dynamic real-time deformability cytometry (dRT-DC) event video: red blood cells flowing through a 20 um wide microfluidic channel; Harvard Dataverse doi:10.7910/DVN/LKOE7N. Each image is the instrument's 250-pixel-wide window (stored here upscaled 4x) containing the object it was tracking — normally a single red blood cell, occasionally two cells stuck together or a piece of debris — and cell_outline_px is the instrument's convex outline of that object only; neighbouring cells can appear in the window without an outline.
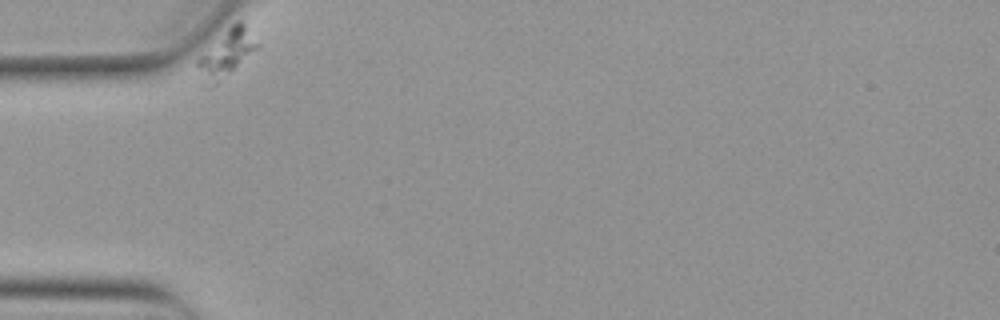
{"species": "Egyptian fruit bat (a non-hibernating species)", "species_latin": "Rousettus aegyptiacus", "temperature_condition": "warm", "stored_images_in_passage": 2, "camera_frame_rate_fps": 3000, "um_per_image_px": 0.085, "animal": {"sex": "female"}, "frame": {"image": 1, "passage_image": 1, "time_ms": 0.0, "image_size_px": [1000, 320], "cell_outline_px": [[260, 48], [212, 88], [200, 88], [196, 64], [196, 60], [236, 20], [240, 20], [244, 24], [260, 44]], "centroid_in_image_um": [19.2, 4.64], "position_along_channel_um": 65.8, "area_um2": 16.7}}